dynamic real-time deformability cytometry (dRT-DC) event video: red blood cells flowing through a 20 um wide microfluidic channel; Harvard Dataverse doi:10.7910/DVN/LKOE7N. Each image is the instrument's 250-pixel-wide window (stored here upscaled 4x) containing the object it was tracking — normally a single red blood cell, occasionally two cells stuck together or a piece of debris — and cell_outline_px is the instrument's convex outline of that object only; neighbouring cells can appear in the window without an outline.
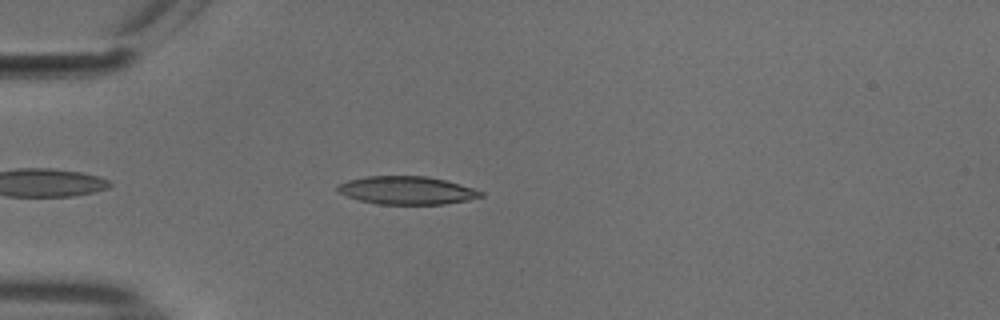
{"species": "common noctule bat (a hibernating species)", "species_latin": "Nyctalus noctula", "temperature_condition": "cold", "stored_images_in_passage": 44, "camera_frame_rate_fps": 3000, "um_per_image_px": 0.085, "animal": {"sex": "male", "body_mass_g": 18.8}, "frame": {"image": 1, "passage_image": 5, "time_ms": 1.333, "image_size_px": [1000, 320], "cell_outline_px": [[484, 196], [468, 200], [444, 204], [376, 204], [360, 200], [348, 196], [340, 192], [336, 188], [340, 184], [348, 180], [368, 176], [428, 176], [460, 184], [484, 192]], "centroid_in_image_um": [34.61, 16.18], "position_along_channel_um": 50.4, "area_um2": 23.24}}
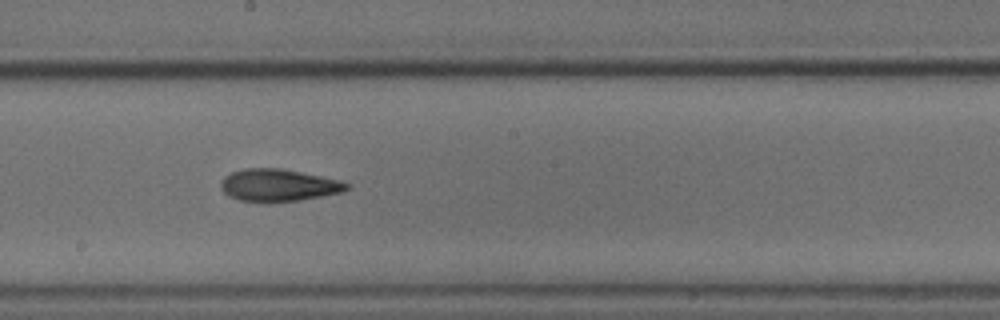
{"frame": {"image": 2, "passage_image": 20, "time_ms": 6.333, "image_size_px": [1000, 320], "cell_outline_px": [[352, 184], [344, 192], [300, 200], [240, 200], [228, 196], [220, 188], [220, 184], [224, 176], [232, 172], [244, 168], [280, 168], [340, 180]], "centroid_in_image_um": [23.69, 15.72], "position_along_channel_um": 224.5, "area_um2": 23.24}}
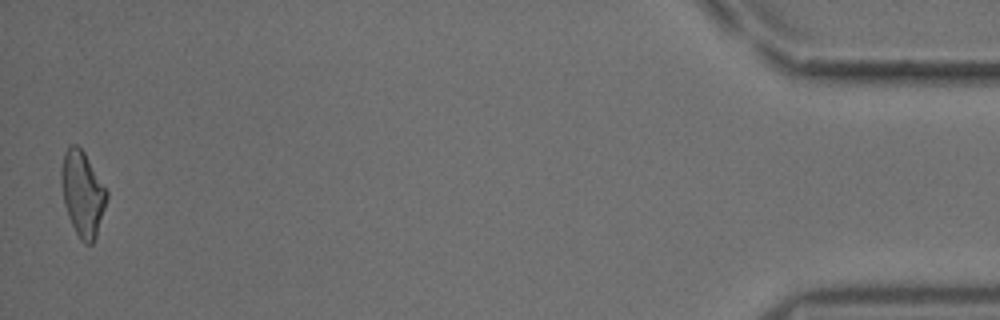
{"frame": {"image": 3, "passage_image": 43, "time_ms": 14.0, "image_size_px": [1000, 320], "cell_outline_px": [[108, 196], [96, 236], [92, 244], [84, 244], [80, 240], [68, 216], [64, 204], [60, 184], [60, 172], [64, 152], [68, 144], [76, 144], [84, 152], [108, 192]], "centroid_in_image_um": [6.99, 16.44], "position_along_channel_um": 428.2, "area_um2": 22.54}, "authors_computed_cell_mechanics": {"area_um2": 23.12, "velocity_mm_per_s": 3.758, "shape_relaxation_time_tau1_ms": 6.3042, "shape_relaxation_time_tau2_ms": 4.9082, "deformation_change_tau1": 0.1665, "deformation_change_tau2": 0.1295}}